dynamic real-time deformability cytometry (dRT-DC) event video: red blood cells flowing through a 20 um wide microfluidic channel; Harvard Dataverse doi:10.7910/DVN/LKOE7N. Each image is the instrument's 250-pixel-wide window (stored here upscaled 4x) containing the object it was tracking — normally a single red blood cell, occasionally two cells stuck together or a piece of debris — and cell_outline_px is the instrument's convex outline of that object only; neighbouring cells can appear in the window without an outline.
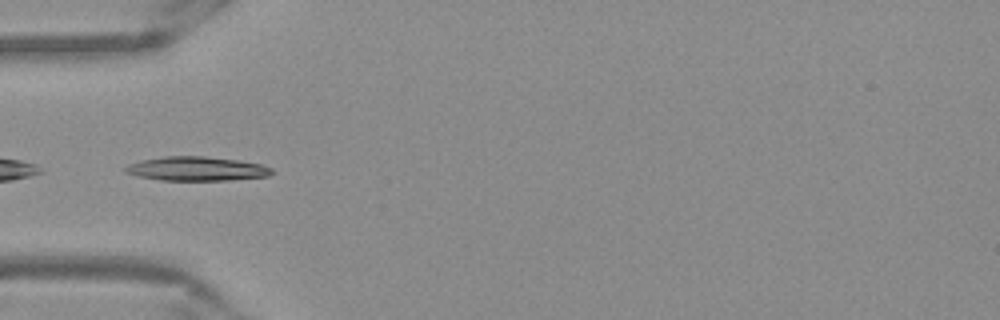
{"species": "Egyptian fruit bat (a non-hibernating species)", "species_latin": "Rousettus aegyptiacus", "temperature_condition": "warm", "stored_images_in_passage": 51, "camera_frame_rate_fps": 3000, "um_per_image_px": 0.085, "frame": {"image": 1, "passage_image": 16, "time_ms": 5.0, "image_size_px": [1000, 320], "cell_outline_px": [[276, 172], [268, 176], [232, 180], [160, 180], [140, 176], [124, 172], [124, 168], [128, 164], [140, 160], [164, 156], [204, 156], [240, 160], [260, 164], [272, 168]], "centroid_in_image_um": [16.74, 14.34], "position_along_channel_um": 68.3, "area_um2": 20.69}}
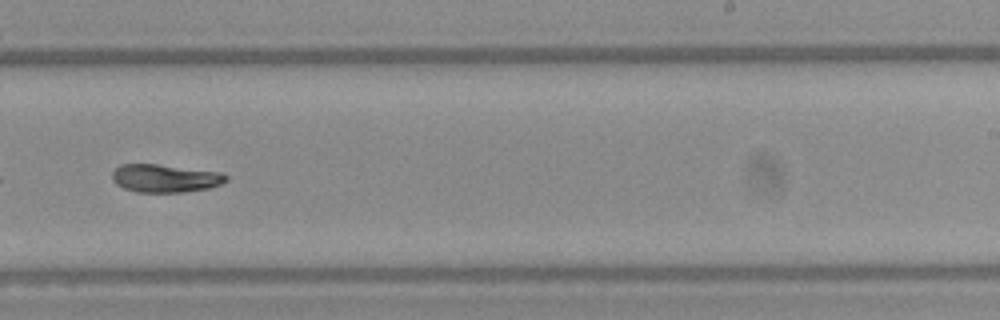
{"frame": {"image": 2, "passage_image": 32, "time_ms": 10.333, "image_size_px": [1000, 320], "cell_outline_px": [[228, 180], [220, 184], [208, 188], [184, 192], [136, 192], [124, 188], [116, 184], [112, 180], [112, 172], [120, 164], [156, 164], [220, 172], [228, 176]], "centroid_in_image_um": [14.01, 15.15], "position_along_channel_um": 275.0, "area_um2": 18.55}}
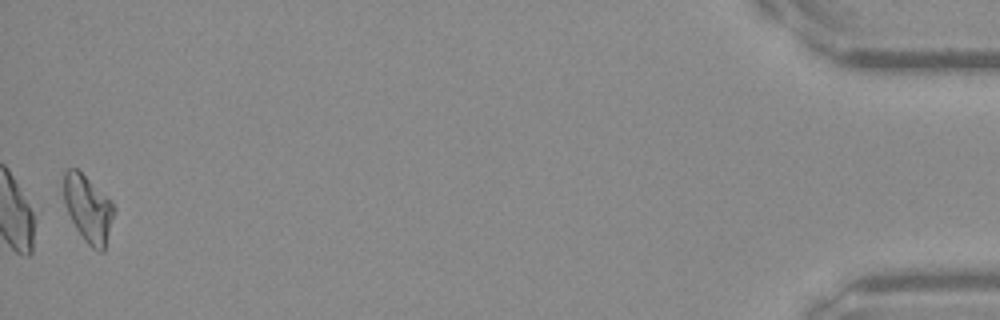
{"frame": {"image": 3, "passage_image": 51, "time_ms": 16.667, "image_size_px": [1000, 320], "cell_outline_px": [[116, 208], [104, 252], [100, 252], [92, 248], [84, 240], [76, 228], [64, 204], [64, 172], [68, 168], [76, 168], [112, 200]], "centroid_in_image_um": [7.52, 17.75], "position_along_channel_um": 427.7, "area_um2": 19.65}, "authors_computed_cell_mechanics": {"area_um2": 19.1318, "velocity_mm_per_s": 3.8652, "shape_relaxation_time_tau1_ms": 7.0991, "shape_relaxation_time_tau2_ms": null, "deformation_change_tau1": 0.197, "deformation_change_tau2": null}}